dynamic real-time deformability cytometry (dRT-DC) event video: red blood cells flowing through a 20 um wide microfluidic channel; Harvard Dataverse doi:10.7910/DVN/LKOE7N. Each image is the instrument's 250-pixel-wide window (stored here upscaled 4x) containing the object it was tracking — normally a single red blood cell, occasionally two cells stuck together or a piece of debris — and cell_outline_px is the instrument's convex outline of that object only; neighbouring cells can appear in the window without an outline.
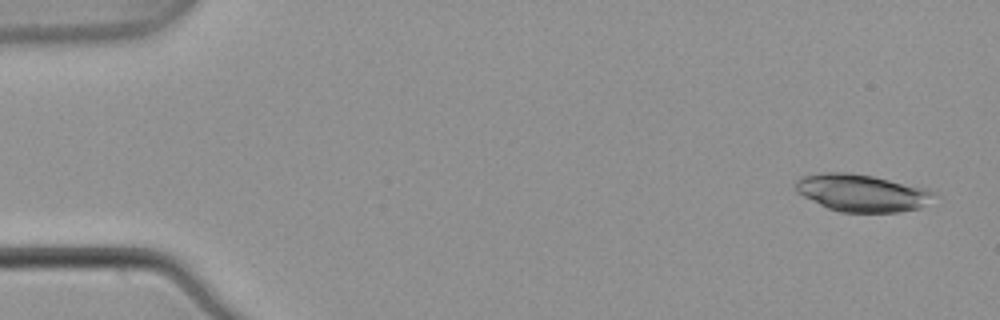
{"species": "common noctule bat (a hibernating species)", "species_latin": "Nyctalus noctula", "temperature_condition": "warm", "stored_images_in_passage": 5, "camera_frame_rate_fps": 3000, "um_per_image_px": 0.085, "animal": {"sex": "male", "body_mass_g": 21.5, "forearm_length_mm": 52.0}, "frame": {"image": 1, "passage_image": 1, "time_ms": 0.0, "image_size_px": [1000, 320], "cell_outline_px": [[936, 192], [920, 208], [900, 212], [840, 212], [828, 208], [796, 192], [796, 180], [804, 176], [824, 172], [848, 172], [872, 176], [928, 188]], "centroid_in_image_um": [73.25, 16.39], "position_along_channel_um": 11.7, "area_um2": 29.77}}
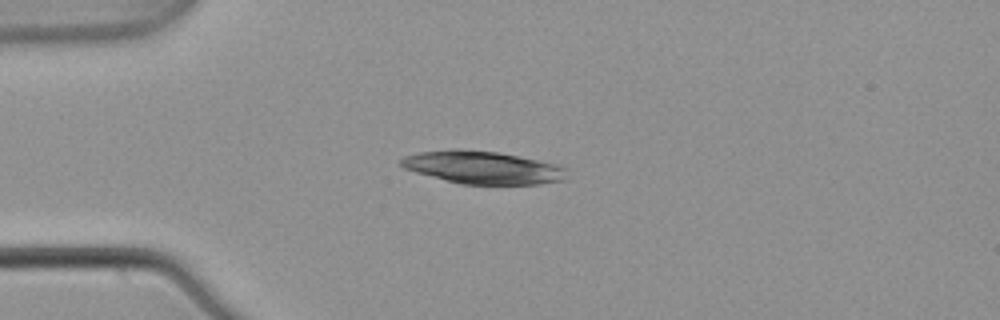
{"frame": {"image": 2, "passage_image": 4, "time_ms": 1.0, "image_size_px": [1000, 320], "cell_outline_px": [[564, 180], [540, 184], [460, 184], [416, 172], [404, 168], [400, 164], [400, 160], [404, 156], [420, 152], [452, 148], [460, 148], [496, 152], [520, 156], [556, 164], [564, 168]], "centroid_in_image_um": [40.99, 14.22], "position_along_channel_um": 44.0, "area_um2": 31.5}}